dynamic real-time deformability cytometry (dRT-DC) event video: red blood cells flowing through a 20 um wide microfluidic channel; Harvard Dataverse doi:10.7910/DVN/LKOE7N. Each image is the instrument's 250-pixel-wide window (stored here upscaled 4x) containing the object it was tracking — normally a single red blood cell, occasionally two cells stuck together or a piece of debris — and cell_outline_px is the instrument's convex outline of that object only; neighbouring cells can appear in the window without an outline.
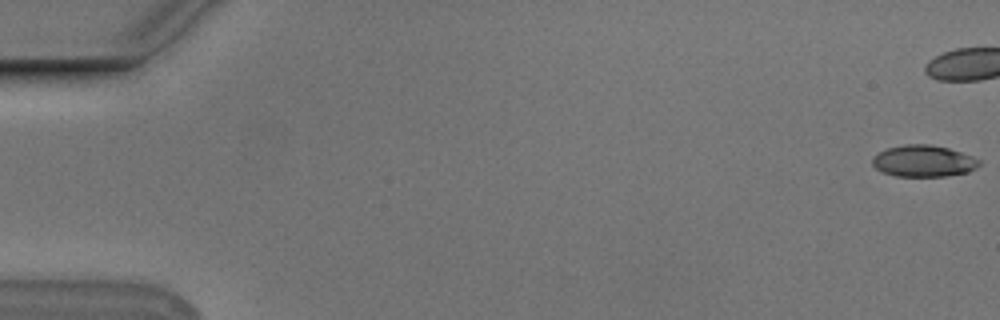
{"species": "Egyptian fruit bat (a non-hibernating species)", "species_latin": "Rousettus aegyptiacus", "temperature_condition": "cold", "stored_images_in_passage": 44, "camera_frame_rate_fps": 3000, "um_per_image_px": 0.085, "animal": {"sex": "male"}, "frame": {"image": 1, "passage_image": 1, "time_ms": 0.0, "image_size_px": [1000, 320], "cell_outline_px": [[980, 164], [976, 168], [968, 172], [948, 176], [896, 176], [884, 172], [876, 168], [872, 164], [872, 156], [888, 148], [904, 144], [928, 144], [948, 148], [972, 156], [980, 160]], "centroid_in_image_um": [78.5, 13.69], "position_along_channel_um": 6.5, "area_um2": 19.59}}
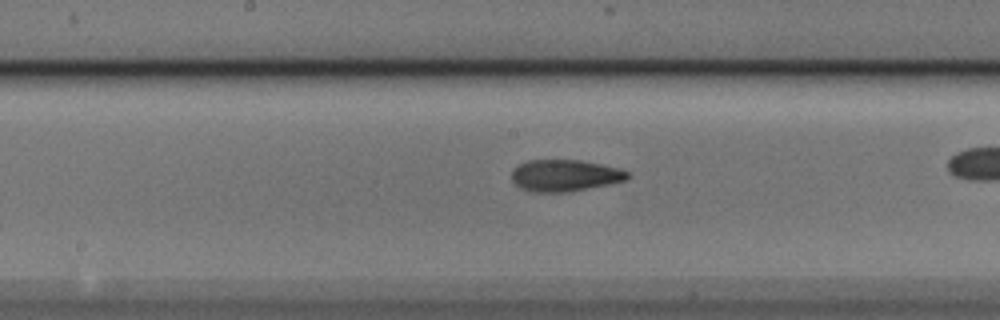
{"frame": {"image": 2, "passage_image": 29, "time_ms": 9.333, "image_size_px": [1000, 320], "cell_outline_px": [[632, 176], [628, 180], [568, 192], [528, 192], [520, 188], [512, 180], [512, 168], [516, 164], [528, 160], [580, 160], [620, 168], [628, 172]], "centroid_in_image_um": [47.99, 14.91], "position_along_channel_um": 200.2, "area_um2": 21.68}}
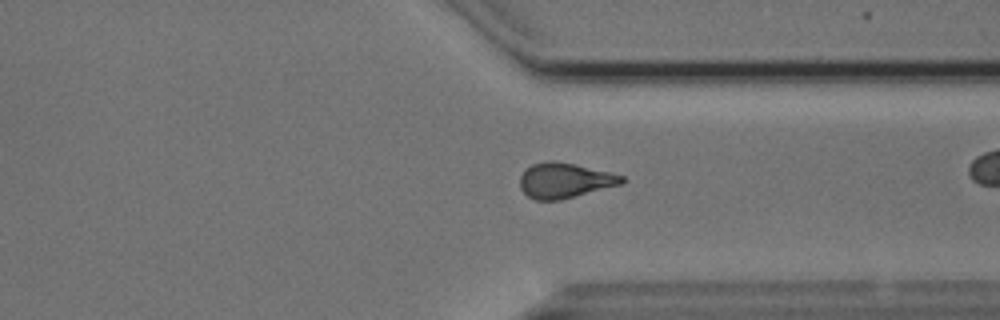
{"frame": {"image": 3, "passage_image": 42, "time_ms": 13.667, "image_size_px": [1000, 320], "cell_outline_px": [[624, 184], [560, 200], [536, 200], [528, 196], [520, 188], [520, 176], [532, 164], [544, 160], [556, 160], [576, 164], [624, 176]], "centroid_in_image_um": [48.0, 15.33], "position_along_channel_um": 363.4, "area_um2": 20.98}}